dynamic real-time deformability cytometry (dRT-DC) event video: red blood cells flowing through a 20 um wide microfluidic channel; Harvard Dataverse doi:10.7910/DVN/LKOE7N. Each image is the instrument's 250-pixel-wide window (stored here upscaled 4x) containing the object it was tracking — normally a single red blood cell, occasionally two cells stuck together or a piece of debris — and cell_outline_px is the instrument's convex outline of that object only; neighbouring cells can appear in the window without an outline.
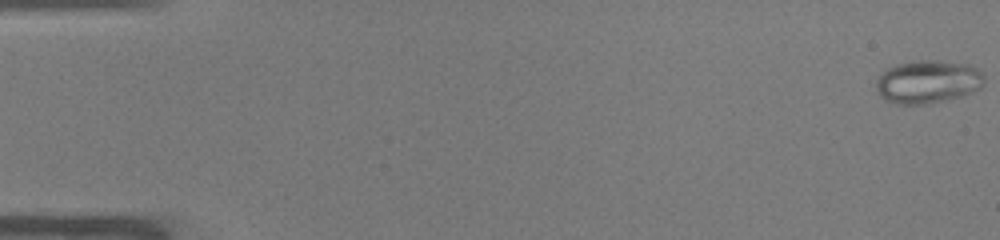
{"species": "common noctule bat (a hibernating species)", "species_latin": "Nyctalus noctula", "temperature_condition": "warm", "stored_images_in_passage": 48, "camera_frame_rate_fps": 3000, "um_per_image_px": 0.085, "animal": {"sex": "male", "body_mass_g": 19.0, "forearm_length_mm": 50.8}, "frame": {"image": 1, "passage_image": 1, "time_ms": 0.0, "image_size_px": [1000, 240], "cell_outline_px": [[984, 80], [980, 88], [972, 92], [960, 96], [928, 104], [896, 104], [884, 100], [876, 92], [876, 80], [880, 72], [884, 68], [896, 64], [920, 60], [932, 60], [968, 64], [976, 68], [984, 76]], "centroid_in_image_um": [78.8, 6.95], "position_along_channel_um": 6.2, "area_um2": 27.34}}
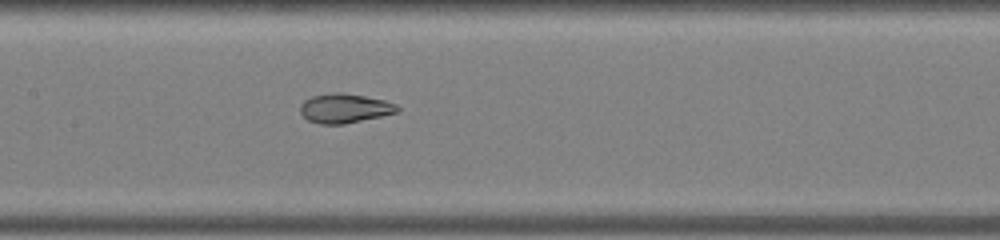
{"frame": {"image": 2, "passage_image": 26, "time_ms": 8.333, "image_size_px": [1000, 240], "cell_outline_px": [[400, 108], [396, 112], [380, 116], [344, 124], [320, 124], [308, 120], [300, 112], [300, 104], [304, 100], [312, 96], [332, 92], [340, 92], [364, 96], [384, 100], [396, 104]], "centroid_in_image_um": [29.26, 9.2], "position_along_channel_um": 178.1, "area_um2": 16.47}}
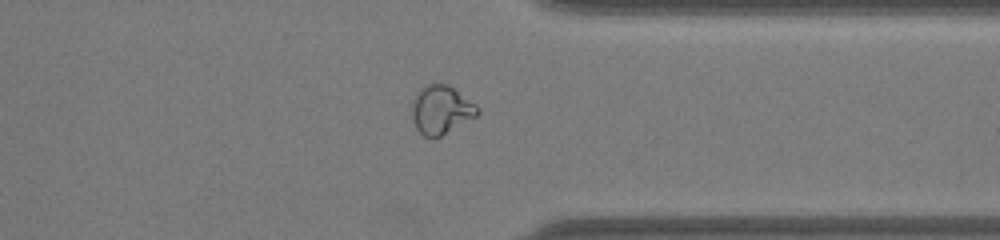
{"frame": {"image": 3, "passage_image": 41, "time_ms": 13.333, "image_size_px": [1000, 240], "cell_outline_px": [[480, 112], [476, 116], [440, 136], [432, 140], [424, 136], [416, 128], [412, 120], [408, 104], [416, 92], [424, 84], [448, 84], [476, 104]], "centroid_in_image_um": [37.41, 9.32], "position_along_channel_um": 374.0, "area_um2": 19.02}}